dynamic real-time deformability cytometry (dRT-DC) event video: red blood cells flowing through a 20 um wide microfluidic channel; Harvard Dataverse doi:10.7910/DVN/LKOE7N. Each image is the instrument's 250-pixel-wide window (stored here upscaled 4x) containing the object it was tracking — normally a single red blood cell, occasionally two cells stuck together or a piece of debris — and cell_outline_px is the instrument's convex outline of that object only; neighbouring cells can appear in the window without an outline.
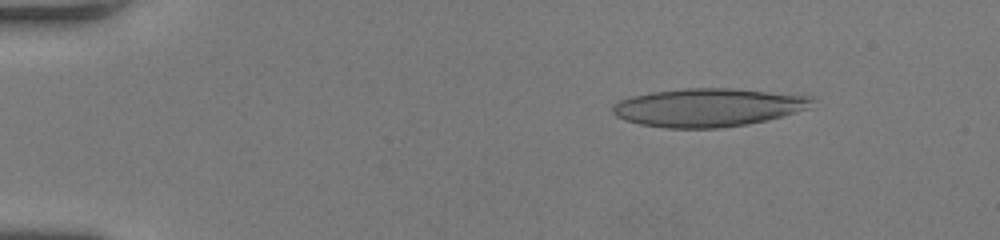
{"species": "human", "species_latin": "Homo sapiens", "temperature_condition": "room temperature", "stored_images_in_passage": 48, "camera_frame_rate_fps": 3000, "um_per_image_px": 0.085, "donor": {"sex": "female"}, "frame": {"image": 1, "passage_image": 7, "time_ms": 2.0, "image_size_px": [1000, 240], "cell_outline_px": [[812, 108], [748, 124], [720, 128], [664, 128], [640, 124], [624, 120], [616, 116], [612, 112], [612, 108], [620, 100], [632, 96], [652, 92], [684, 88], [732, 88], [812, 96]], "centroid_in_image_um": [60.18, 9.13], "position_along_channel_um": 24.8, "area_um2": 44.39}}
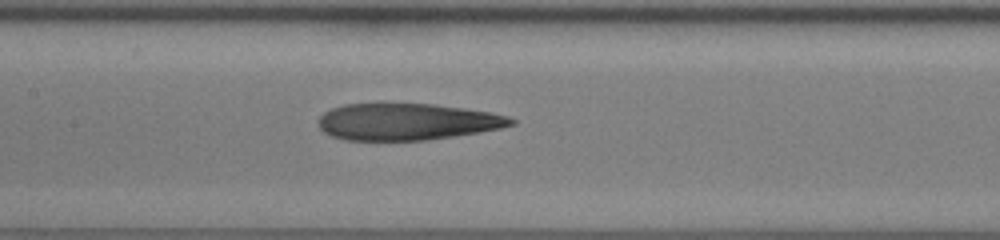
{"frame": {"image": 2, "passage_image": 24, "time_ms": 7.667, "image_size_px": [1000, 240], "cell_outline_px": [[516, 124], [500, 128], [480, 132], [428, 140], [344, 140], [332, 136], [324, 132], [320, 128], [316, 120], [324, 112], [332, 108], [344, 104], [436, 104], [492, 112], [508, 116], [516, 120]], "centroid_in_image_um": [34.61, 10.35], "position_along_channel_um": 172.8, "area_um2": 41.38}}
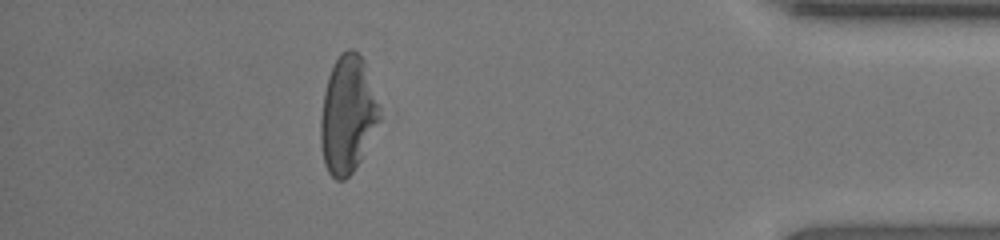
{"frame": {"image": 3, "passage_image": 43, "time_ms": 14.0, "image_size_px": [1000, 240], "cell_outline_px": [[388, 116], [360, 160], [352, 172], [344, 180], [336, 180], [328, 172], [324, 164], [320, 144], [320, 116], [324, 92], [328, 76], [340, 52], [348, 48], [352, 48], [364, 60]], "centroid_in_image_um": [29.66, 9.73], "position_along_channel_um": 405.5, "area_um2": 42.37}, "authors_computed_cell_mechanics": {"area_um2": 42.6853, "velocity_mm_per_s": 4.3077, "shape_relaxation_time_tau1_ms": null, "shape_relaxation_time_tau2_ms": 4.7326, "deformation_change_tau1": null, "deformation_change_tau2": 0.1984}}